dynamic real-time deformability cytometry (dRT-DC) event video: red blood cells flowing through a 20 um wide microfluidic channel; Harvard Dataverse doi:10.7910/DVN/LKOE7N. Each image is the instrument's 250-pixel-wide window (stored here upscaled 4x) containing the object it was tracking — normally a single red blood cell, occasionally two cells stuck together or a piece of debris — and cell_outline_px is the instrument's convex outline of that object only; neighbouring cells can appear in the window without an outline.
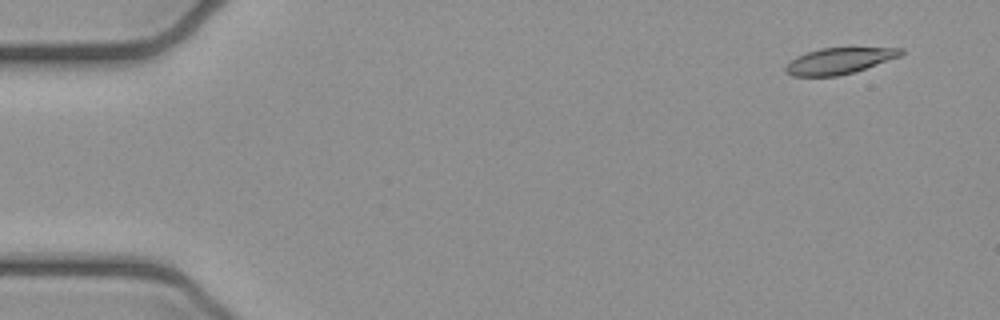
{"species": "common noctule bat (a hibernating species)", "species_latin": "Nyctalus noctula", "temperature_condition": "cold", "stored_images_in_passage": 4, "camera_frame_rate_fps": 3000, "um_per_image_px": 0.085, "animal": {"sex": "female", "body_mass_g": 21.9}, "frame": {"image": 1, "passage_image": 1, "time_ms": 0.0, "image_size_px": [1000, 320], "cell_outline_px": [[904, 52], [900, 56], [852, 72], [836, 76], [792, 76], [784, 72], [784, 68], [796, 56], [820, 48], [904, 48]], "centroid_in_image_um": [71.29, 5.17], "position_along_channel_um": 13.7, "area_um2": 17.22}}
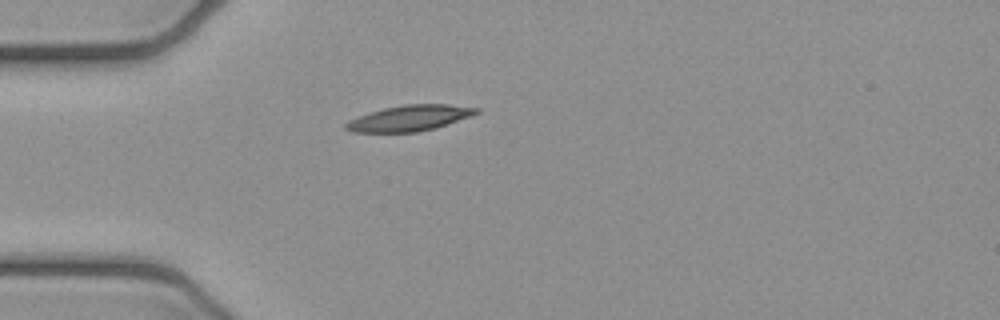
{"frame": {"image": 2, "passage_image": 4, "time_ms": 1.0, "image_size_px": [1000, 320], "cell_outline_px": [[480, 112], [472, 116], [436, 128], [416, 132], [352, 132], [344, 128], [344, 124], [348, 120], [368, 112], [384, 108], [404, 104], [448, 104], [480, 108]], "centroid_in_image_um": [34.82, 10.03], "position_along_channel_um": 50.2, "area_um2": 19.77}}